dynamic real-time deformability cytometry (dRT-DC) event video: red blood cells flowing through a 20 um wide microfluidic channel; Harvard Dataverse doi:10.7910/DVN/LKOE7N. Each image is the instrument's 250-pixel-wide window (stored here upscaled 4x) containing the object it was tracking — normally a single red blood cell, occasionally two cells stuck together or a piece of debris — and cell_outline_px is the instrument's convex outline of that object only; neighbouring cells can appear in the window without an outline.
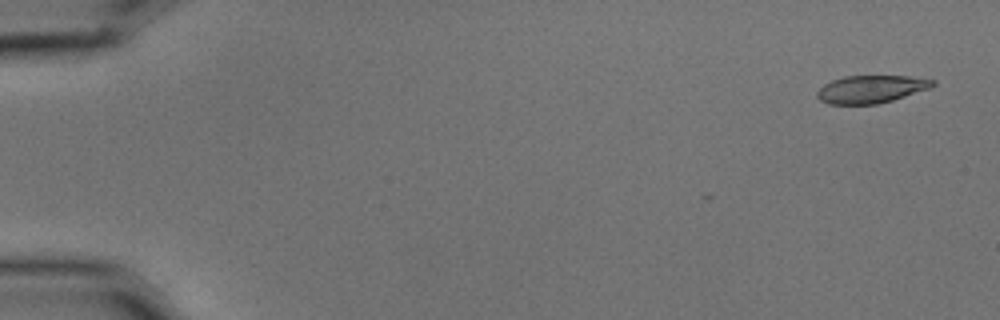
{"species": "common noctule bat (a hibernating species)", "species_latin": "Nyctalus noctula", "temperature_condition": "cold", "stored_images_in_passage": 4, "camera_frame_rate_fps": 3000, "um_per_image_px": 0.085, "animal": {"sex": "male", "body_mass_g": 15.6}, "frame": {"image": 1, "passage_image": 1, "time_ms": 0.0, "image_size_px": [1000, 320], "cell_outline_px": [[936, 84], [932, 88], [892, 100], [876, 104], [828, 104], [820, 100], [816, 96], [816, 92], [824, 84], [832, 80], [844, 76], [908, 76], [936, 80]], "centroid_in_image_um": [74.05, 7.57], "position_along_channel_um": 10.9, "area_um2": 18.73}}
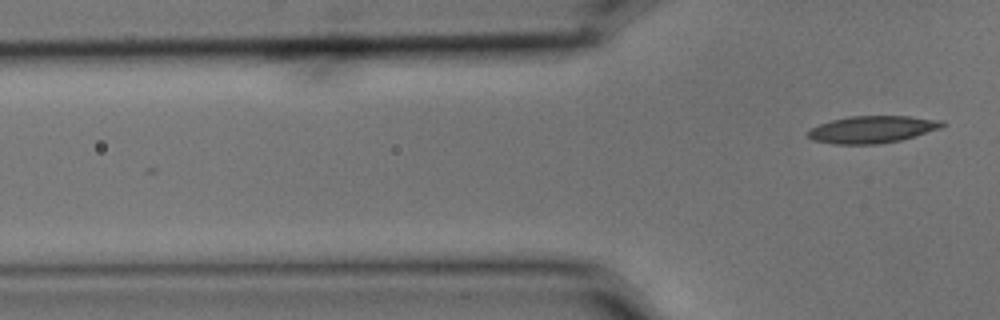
{"frame": {"image": 2, "passage_image": 4, "time_ms": 1.0, "image_size_px": [1000, 320], "cell_outline_px": [[944, 124], [940, 128], [916, 136], [900, 140], [880, 144], [836, 144], [812, 140], [808, 136], [808, 128], [832, 120], [848, 116], [908, 116], [944, 120]], "centroid_in_image_um": [74.13, 11.0], "position_along_channel_um": 51.7, "area_um2": 21.27}}